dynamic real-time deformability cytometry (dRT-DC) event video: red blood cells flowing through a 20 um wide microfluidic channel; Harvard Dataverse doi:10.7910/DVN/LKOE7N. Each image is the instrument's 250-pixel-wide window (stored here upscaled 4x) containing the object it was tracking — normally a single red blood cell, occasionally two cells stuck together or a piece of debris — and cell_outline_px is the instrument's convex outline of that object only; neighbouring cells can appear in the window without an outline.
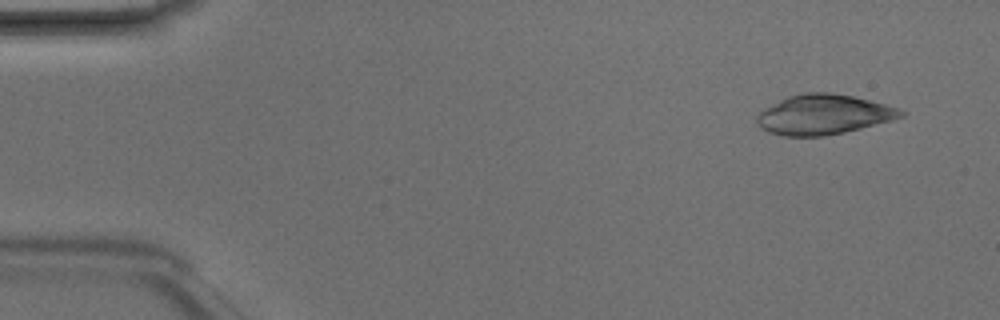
{"species": "Egyptian fruit bat (a non-hibernating species)", "species_latin": "Rousettus aegyptiacus", "temperature_condition": "room temperature", "stored_images_in_passage": 2, "camera_frame_rate_fps": 3000, "um_per_image_px": 0.085, "animal": {"sex": "male"}, "frame": {"image": 1, "passage_image": 1, "time_ms": 0.0, "image_size_px": [1000, 320], "cell_outline_px": [[908, 112], [904, 116], [892, 120], [844, 132], [824, 136], [784, 136], [768, 132], [760, 128], [756, 124], [756, 116], [764, 108], [788, 96], [804, 92], [832, 92], [852, 96], [900, 108]], "centroid_in_image_um": [69.99, 9.73], "position_along_channel_um": 15.0, "area_um2": 33.58}}